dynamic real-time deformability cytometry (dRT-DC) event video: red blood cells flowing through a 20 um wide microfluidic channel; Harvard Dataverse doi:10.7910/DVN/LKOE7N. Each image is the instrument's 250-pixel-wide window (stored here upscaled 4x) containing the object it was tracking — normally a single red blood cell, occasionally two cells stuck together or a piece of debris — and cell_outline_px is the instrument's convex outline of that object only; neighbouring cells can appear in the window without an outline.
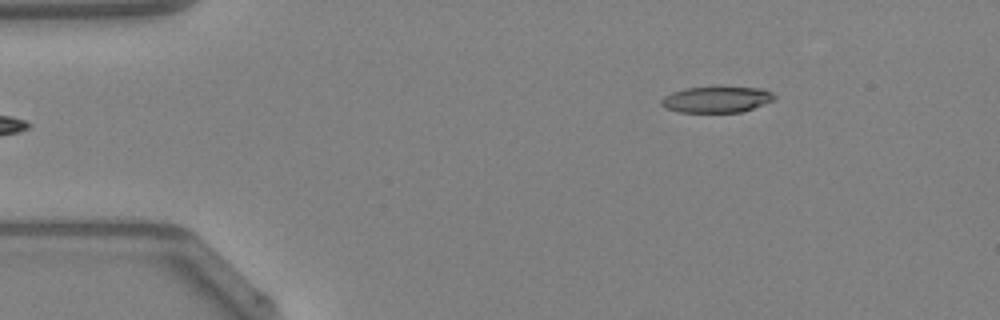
{"species": "Egyptian fruit bat (a non-hibernating species)", "species_latin": "Rousettus aegyptiacus", "temperature_condition": "warm", "stored_images_in_passage": 42, "camera_frame_rate_fps": 3000, "um_per_image_px": 0.085, "animal": {"sex": "female"}, "frame": {"image": 1, "passage_image": 1, "time_ms": 0.0, "image_size_px": [1000, 320], "cell_outline_px": [[776, 100], [740, 112], [680, 112], [664, 108], [660, 104], [660, 100], [664, 96], [672, 92], [684, 88], [764, 88], [772, 92], [776, 96]], "centroid_in_image_um": [60.9, 8.47], "position_along_channel_um": 24.1, "area_um2": 17.05}}
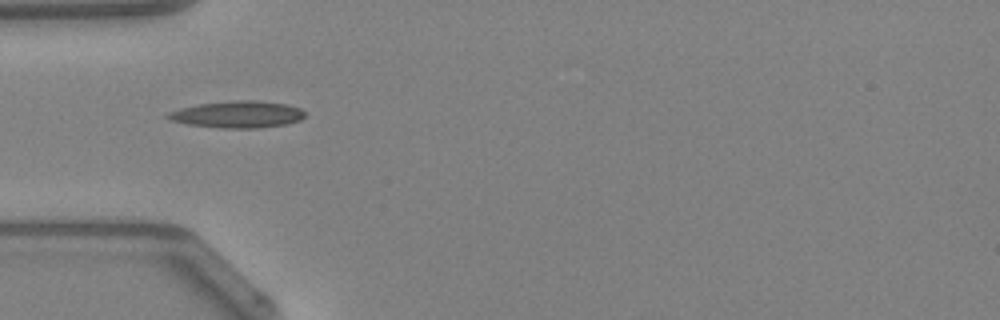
{"frame": {"image": 2, "passage_image": 9, "time_ms": 2.667, "image_size_px": [1000, 320], "cell_outline_px": [[304, 116], [300, 120], [288, 124], [256, 128], [220, 128], [188, 124], [168, 120], [164, 116], [168, 112], [180, 108], [200, 104], [232, 100], [256, 100], [288, 104], [300, 108], [304, 112]], "centroid_in_image_um": [20.18, 9.72], "position_along_channel_um": 64.8, "area_um2": 21.56}}
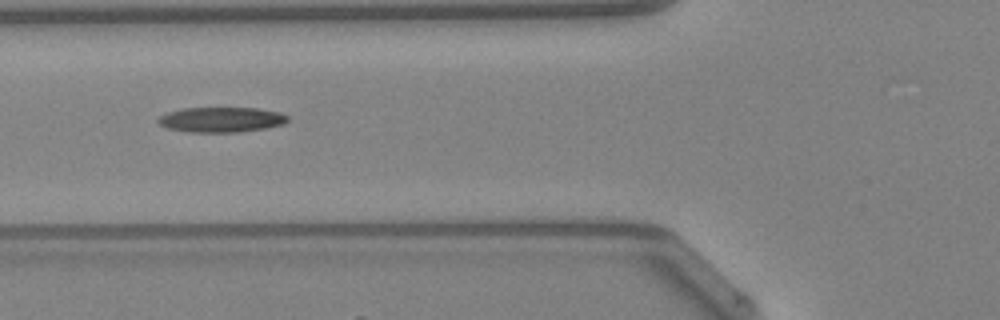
{"frame": {"image": 3, "passage_image": 12, "time_ms": 3.667, "image_size_px": [1000, 320], "cell_outline_px": [[288, 120], [284, 124], [264, 128], [240, 132], [188, 132], [168, 128], [160, 124], [156, 120], [160, 116], [168, 112], [184, 108], [256, 108], [280, 112], [288, 116]], "centroid_in_image_um": [18.81, 10.17], "position_along_channel_um": 107.0, "area_um2": 18.9}}